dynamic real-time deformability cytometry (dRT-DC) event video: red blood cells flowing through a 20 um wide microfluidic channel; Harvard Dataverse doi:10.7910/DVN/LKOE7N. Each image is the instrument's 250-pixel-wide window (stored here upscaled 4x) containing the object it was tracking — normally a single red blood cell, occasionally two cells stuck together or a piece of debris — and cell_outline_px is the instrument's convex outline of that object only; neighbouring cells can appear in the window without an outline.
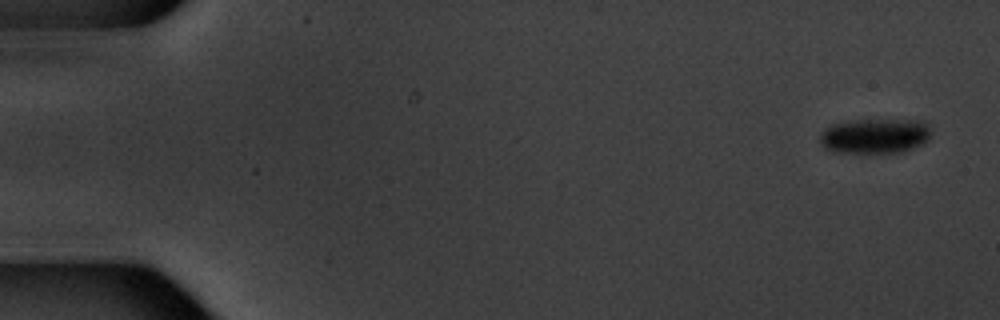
{"species": "common noctule bat (a hibernating species)", "species_latin": "Nyctalus noctula", "temperature_condition": "warm", "stored_images_in_passage": 6, "camera_frame_rate_fps": 3000, "um_per_image_px": 0.085, "animal": {"sex": "male", "body_mass_g": 20.1, "forearm_length_mm": 53.5}, "frame": {"image": 1, "passage_image": 1, "time_ms": 0.0, "image_size_px": [1000, 320], "cell_outline_px": [[932, 132], [928, 140], [924, 144], [900, 152], [832, 152], [824, 148], [820, 144], [820, 136], [832, 124], [856, 120], [924, 120], [928, 124]], "centroid_in_image_um": [74.42, 11.55], "position_along_channel_um": 10.6, "area_um2": 22.66}}
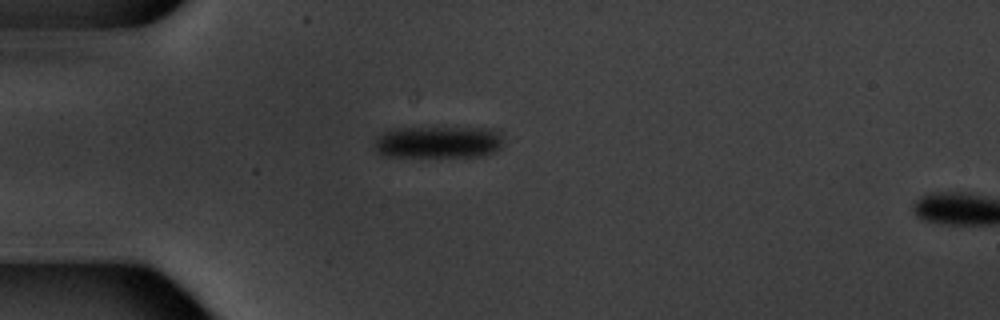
{"frame": {"image": 2, "passage_image": 5, "time_ms": 4.667, "image_size_px": [1000, 320], "cell_outline_px": [[504, 136], [500, 148], [492, 152], [480, 156], [380, 156], [376, 152], [376, 136], [392, 128], [500, 128]], "centroid_in_image_um": [37.3, 12.06], "position_along_channel_um": 47.7, "area_um2": 24.33}}